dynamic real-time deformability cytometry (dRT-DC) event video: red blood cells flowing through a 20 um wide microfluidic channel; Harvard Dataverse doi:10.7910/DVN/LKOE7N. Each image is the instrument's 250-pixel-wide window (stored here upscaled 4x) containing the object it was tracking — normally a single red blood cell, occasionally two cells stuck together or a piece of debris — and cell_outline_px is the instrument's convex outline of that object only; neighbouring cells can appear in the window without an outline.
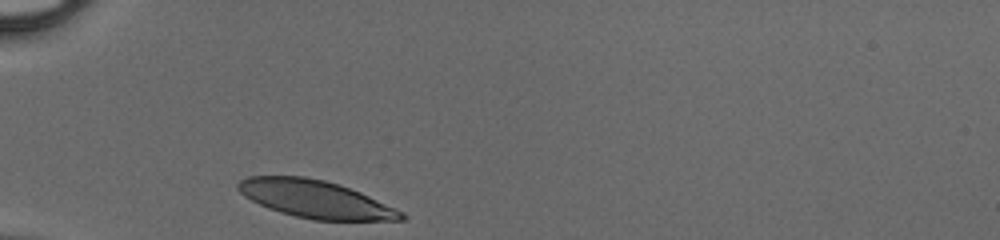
{"species": "human", "species_latin": "Homo sapiens", "temperature_condition": "cold", "stored_images_in_passage": 26, "camera_frame_rate_fps": 3000, "um_per_image_px": 0.085, "donor": {"sex": "male"}, "frame": {"image": 1, "passage_image": 1, "time_ms": 0.0, "image_size_px": [1000, 240], "cell_outline_px": [[408, 216], [404, 220], [312, 220], [280, 212], [268, 208], [244, 196], [236, 188], [236, 184], [240, 180], [248, 176], [304, 176], [324, 180], [360, 192], [404, 212]], "centroid_in_image_um": [26.8, 16.93], "position_along_channel_um": 58.2, "area_um2": 35.55}}
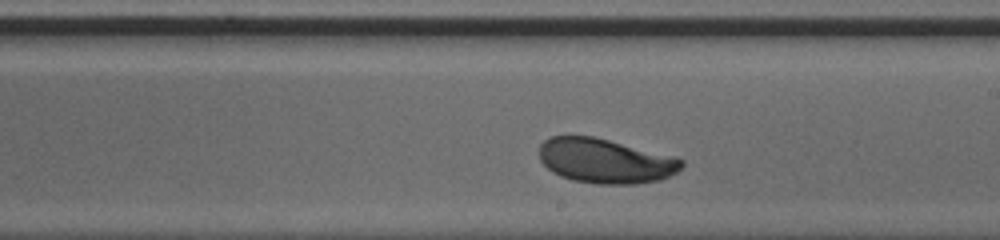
{"frame": {"image": 2, "passage_image": 15, "time_ms": 4.667, "image_size_px": [1000, 240], "cell_outline_px": [[684, 164], [676, 172], [660, 180], [636, 184], [596, 184], [572, 180], [560, 176], [552, 172], [540, 160], [540, 144], [544, 140], [552, 136], [592, 136], [672, 156], [684, 160]], "centroid_in_image_um": [51.42, 13.69], "position_along_channel_um": 237.6, "area_um2": 36.76}}
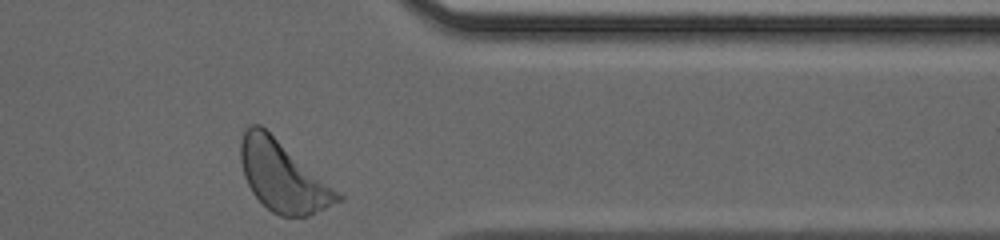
{"frame": {"image": 3, "passage_image": 26, "time_ms": 8.333, "image_size_px": [1000, 240], "cell_outline_px": [[344, 200], [308, 216], [280, 216], [272, 212], [252, 192], [244, 176], [240, 160], [240, 140], [244, 128], [248, 124], [260, 124], [344, 196]], "centroid_in_image_um": [24.02, 14.97], "position_along_channel_um": 387.4, "area_um2": 39.48}}